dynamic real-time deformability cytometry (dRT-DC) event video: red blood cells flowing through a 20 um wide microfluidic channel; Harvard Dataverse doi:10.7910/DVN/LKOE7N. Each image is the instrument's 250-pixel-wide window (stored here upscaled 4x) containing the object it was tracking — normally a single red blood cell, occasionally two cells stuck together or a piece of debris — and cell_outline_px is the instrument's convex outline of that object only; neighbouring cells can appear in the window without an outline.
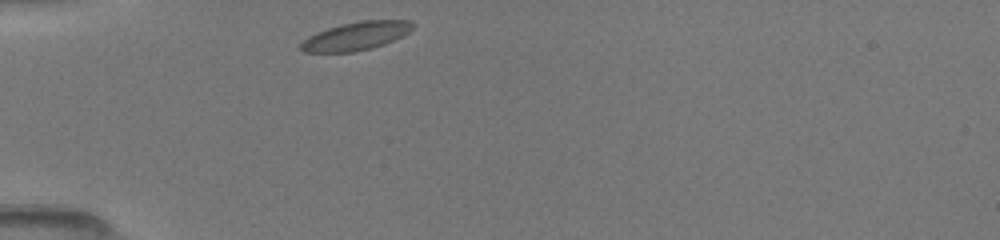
{"species": "common noctule bat (a hibernating species)", "species_latin": "Nyctalus noctula", "temperature_condition": "room temperature", "stored_images_in_passage": 22, "camera_frame_rate_fps": 3000, "um_per_image_px": 0.085, "animal": {"sex": "female", "body_mass_g": 19.5, "forearm_length_mm": 54.1}, "frame": {"image": 1, "passage_image": 1, "time_ms": 0.0, "image_size_px": [1000, 240], "cell_outline_px": [[412, 28], [408, 32], [384, 44], [372, 48], [352, 52], [304, 52], [300, 48], [300, 44], [308, 36], [316, 32], [340, 24], [360, 20], [408, 20], [412, 24]], "centroid_in_image_um": [30.22, 3.06], "position_along_channel_um": 54.8, "area_um2": 18.26}}
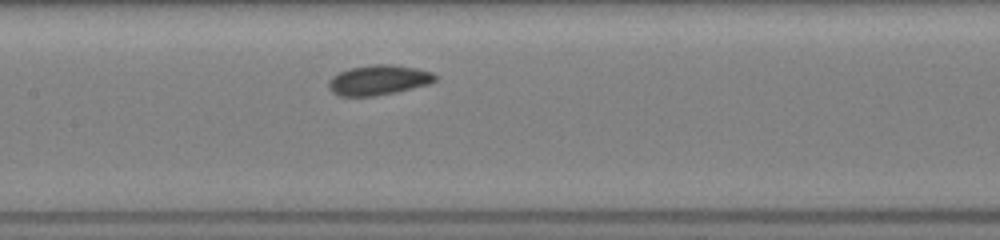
{"frame": {"image": 2, "passage_image": 9, "time_ms": 3.333, "image_size_px": [1000, 240], "cell_outline_px": [[440, 76], [436, 80], [428, 84], [396, 92], [376, 96], [336, 96], [328, 88], [328, 80], [332, 76], [348, 68], [372, 64], [392, 64], [416, 68], [432, 72]], "centroid_in_image_um": [32.16, 6.8], "position_along_channel_um": 175.2, "area_um2": 18.9}}
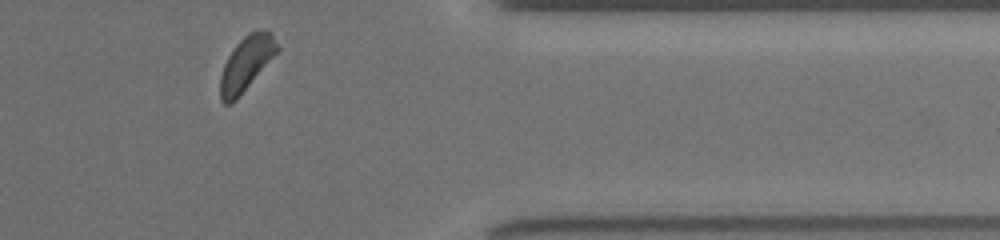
{"frame": {"image": 3, "passage_image": 22, "time_ms": 9.0, "image_size_px": [1000, 240], "cell_outline_px": [[280, 48], [236, 100], [228, 104], [224, 104], [220, 100], [220, 76], [224, 64], [228, 56], [236, 44], [248, 32], [260, 28], [264, 28], [272, 32]], "centroid_in_image_um": [20.93, 5.35], "position_along_channel_um": 390.5, "area_um2": 17.98}}